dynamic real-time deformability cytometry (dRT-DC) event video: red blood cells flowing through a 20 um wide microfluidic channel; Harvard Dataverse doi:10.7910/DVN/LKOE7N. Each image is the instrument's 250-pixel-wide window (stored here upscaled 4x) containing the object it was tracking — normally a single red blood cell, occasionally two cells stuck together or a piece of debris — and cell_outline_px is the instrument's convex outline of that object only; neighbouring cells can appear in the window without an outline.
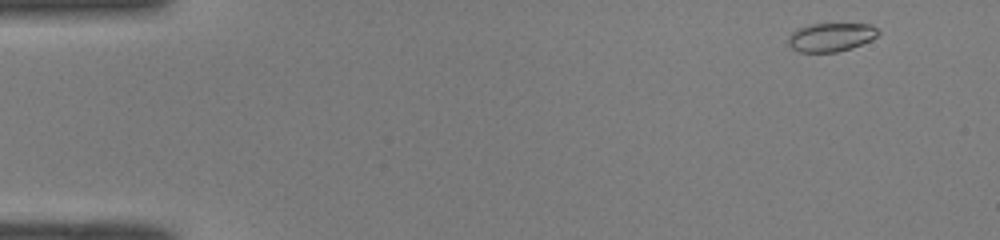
{"species": "common noctule bat (a hibernating species)", "species_latin": "Nyctalus noctula", "temperature_condition": "room temperature", "stored_images_in_passage": 10, "camera_frame_rate_fps": 3000, "um_per_image_px": 0.085, "animal": {"sex": "male", "body_mass_g": 19.0, "forearm_length_mm": 50.8}, "frame": {"image": 1, "passage_image": 1, "time_ms": 0.0, "image_size_px": [1000, 240], "cell_outline_px": [[880, 32], [872, 40], [852, 48], [836, 52], [800, 52], [792, 48], [788, 44], [788, 36], [796, 28], [808, 24], [872, 24]], "centroid_in_image_um": [70.62, 3.15], "position_along_channel_um": 14.4, "area_um2": 15.14}}